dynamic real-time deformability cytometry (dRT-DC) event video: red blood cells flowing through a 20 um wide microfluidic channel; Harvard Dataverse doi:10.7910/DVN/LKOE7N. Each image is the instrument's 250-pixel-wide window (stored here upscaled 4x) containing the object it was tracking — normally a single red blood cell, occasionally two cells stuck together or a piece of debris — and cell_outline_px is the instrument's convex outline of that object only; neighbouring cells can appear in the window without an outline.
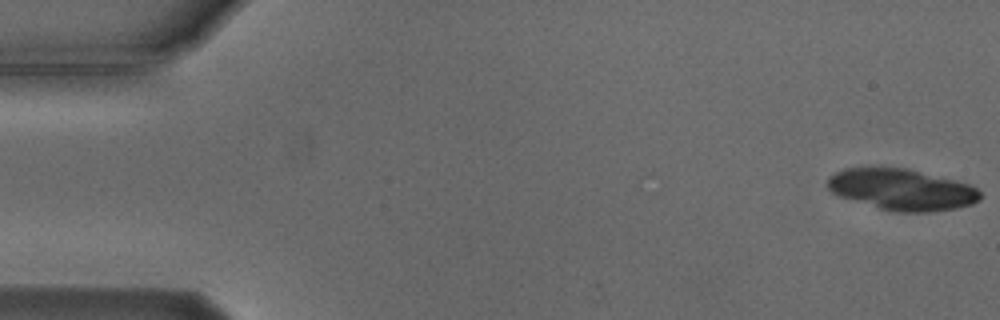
{"species": "Egyptian fruit bat (a non-hibernating species)", "species_latin": "Rousettus aegyptiacus", "temperature_condition": "cold", "stored_images_in_passage": 5, "camera_frame_rate_fps": 3000, "um_per_image_px": 0.085, "animal": {"sex": "male"}, "frame": {"image": 1, "passage_image": 1, "time_ms": 0.0, "image_size_px": [1000, 320], "cell_outline_px": [[980, 200], [972, 204], [956, 208], [932, 212], [892, 212], [836, 196], [828, 188], [828, 176], [844, 168], [872, 164], [904, 168], [968, 184], [976, 188], [980, 192]], "centroid_in_image_um": [76.55, 16.09], "position_along_channel_um": 8.4, "area_um2": 37.34}}